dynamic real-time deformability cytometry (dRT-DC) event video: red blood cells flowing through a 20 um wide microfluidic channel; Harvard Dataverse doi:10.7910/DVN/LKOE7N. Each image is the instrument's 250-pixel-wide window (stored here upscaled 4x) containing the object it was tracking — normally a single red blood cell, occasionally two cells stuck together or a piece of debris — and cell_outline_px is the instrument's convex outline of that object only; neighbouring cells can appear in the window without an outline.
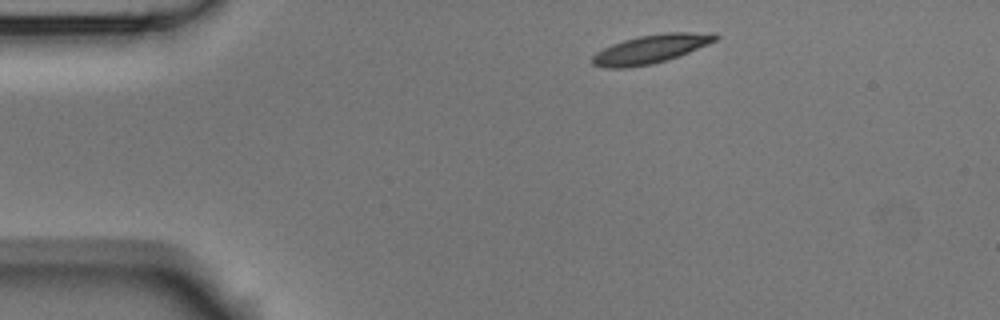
{"species": "Egyptian fruit bat (a non-hibernating species)", "species_latin": "Rousettus aegyptiacus", "temperature_condition": "room temperature", "stored_images_in_passage": 3, "camera_frame_rate_fps": 3000, "um_per_image_px": 0.085, "animal": {"sex": "male"}, "frame": {"image": 1, "passage_image": 1, "time_ms": 0.0, "image_size_px": [1000, 320], "cell_outline_px": [[720, 36], [716, 40], [708, 44], [688, 52], [652, 64], [628, 68], [608, 68], [592, 64], [592, 56], [596, 52], [612, 44], [624, 40], [640, 36], [664, 32], [716, 32]], "centroid_in_image_um": [55.33, 4.15], "position_along_channel_um": 29.7, "area_um2": 20.4}}